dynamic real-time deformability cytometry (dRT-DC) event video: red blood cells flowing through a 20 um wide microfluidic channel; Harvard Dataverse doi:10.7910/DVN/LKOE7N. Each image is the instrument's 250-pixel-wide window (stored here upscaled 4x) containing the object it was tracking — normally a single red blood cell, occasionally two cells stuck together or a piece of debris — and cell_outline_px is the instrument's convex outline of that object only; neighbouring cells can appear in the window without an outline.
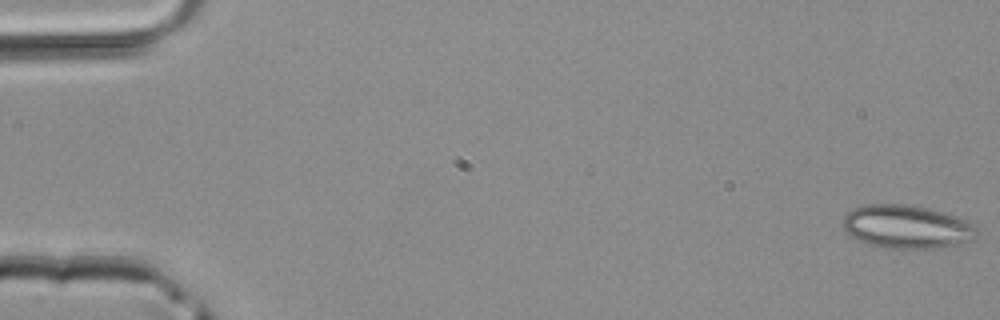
{"species": "common noctule bat (a hibernating species)", "species_latin": "Nyctalus noctula", "temperature_condition": "room temperature", "stored_images_in_passage": 4, "camera_frame_rate_fps": 3000, "um_per_image_px": 0.085, "animal": {"sex": "male", "body_mass_g": 20.4}, "frame": {"image": 1, "passage_image": 1, "time_ms": 0.0, "image_size_px": [1000, 320], "cell_outline_px": [[976, 240], [940, 248], [880, 248], [868, 244], [852, 236], [840, 224], [840, 220], [852, 208], [864, 204], [904, 204], [928, 208], [956, 216], [968, 220], [976, 228]], "centroid_in_image_um": [77.06, 19.27], "position_along_channel_um": 7.9, "area_um2": 34.16}}